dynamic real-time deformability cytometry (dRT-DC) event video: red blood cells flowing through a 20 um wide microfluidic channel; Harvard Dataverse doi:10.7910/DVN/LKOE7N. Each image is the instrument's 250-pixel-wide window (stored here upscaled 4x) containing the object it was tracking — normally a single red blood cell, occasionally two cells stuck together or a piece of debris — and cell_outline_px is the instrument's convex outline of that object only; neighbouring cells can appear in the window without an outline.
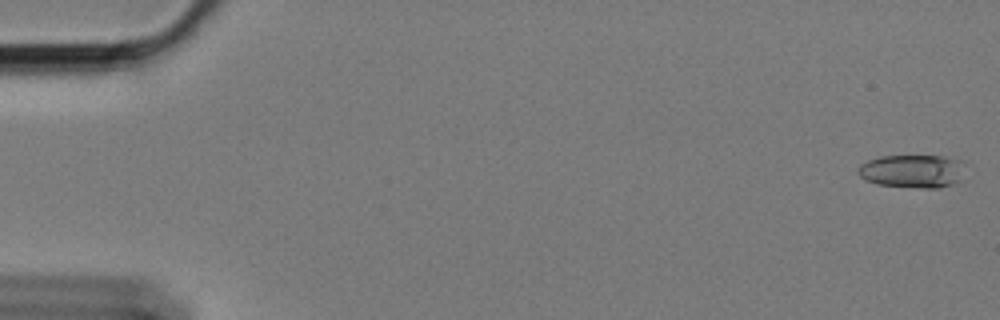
{"species": "Egyptian fruit bat (a non-hibernating species)", "species_latin": "Rousettus aegyptiacus", "temperature_condition": "cold", "stored_images_in_passage": 60, "camera_frame_rate_fps": 3000, "um_per_image_px": 0.085, "animal": {"sex": "female"}, "frame": {"image": 1, "passage_image": 2, "time_ms": 0.333, "image_size_px": [1000, 320], "cell_outline_px": [[960, 180], [952, 184], [940, 188], [920, 188], [876, 184], [864, 180], [856, 172], [856, 168], [860, 164], [868, 160], [880, 156], [956, 156], [960, 160]], "centroid_in_image_um": [77.48, 14.54], "position_along_channel_um": 7.5, "area_um2": 20.81}}
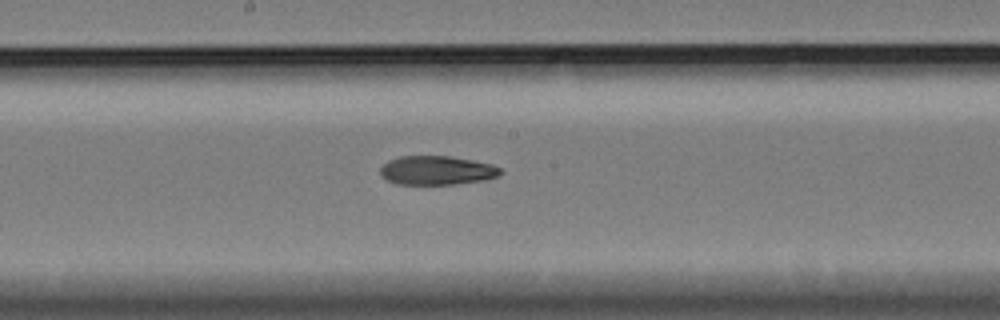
{"frame": {"image": 2, "passage_image": 33, "time_ms": 10.667, "image_size_px": [1000, 320], "cell_outline_px": [[504, 172], [500, 176], [488, 180], [456, 184], [396, 184], [380, 176], [380, 168], [388, 160], [400, 156], [448, 156], [472, 160], [492, 164], [500, 168]], "centroid_in_image_um": [37.16, 14.49], "position_along_channel_um": 211.0, "area_um2": 20.52}}
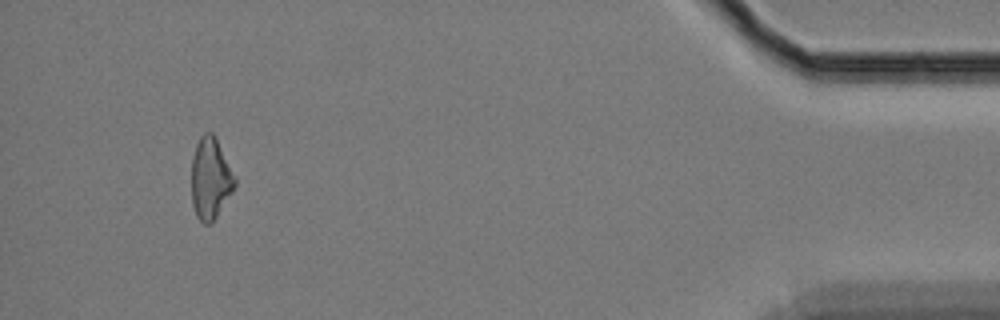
{"frame": {"image": 3, "passage_image": 57, "time_ms": 18.667, "image_size_px": [1000, 320], "cell_outline_px": [[236, 184], [232, 192], [212, 224], [204, 224], [196, 216], [192, 204], [192, 156], [196, 144], [200, 136], [204, 132], [212, 132], [236, 180]], "centroid_in_image_um": [17.86, 15.21], "position_along_channel_um": 417.3, "area_um2": 20.29}, "authors_computed_cell_mechanics": {"area_um2": 20.7502, "velocity_mm_per_s": 3.3835, "shape_relaxation_time_tau1_ms": null, "shape_relaxation_time_tau2_ms": 7.331, "deformation_change_tau1": null, "deformation_change_tau2": 0.1553}}